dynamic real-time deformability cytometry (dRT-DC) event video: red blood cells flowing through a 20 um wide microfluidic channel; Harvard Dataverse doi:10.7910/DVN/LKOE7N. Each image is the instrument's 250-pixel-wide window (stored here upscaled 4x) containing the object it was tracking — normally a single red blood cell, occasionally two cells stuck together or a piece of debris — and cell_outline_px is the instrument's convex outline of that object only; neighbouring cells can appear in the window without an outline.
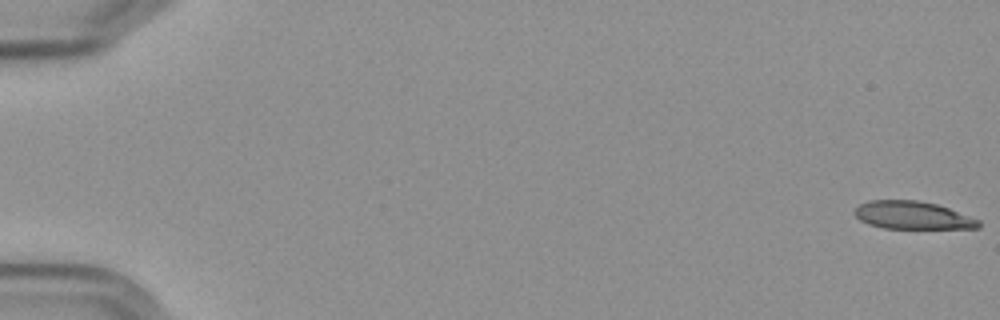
{"species": "Egyptian fruit bat (a non-hibernating species)", "species_latin": "Rousettus aegyptiacus", "temperature_condition": "cold", "stored_images_in_passage": 58, "camera_frame_rate_fps": 3000, "um_per_image_px": 0.085, "frame": {"image": 1, "passage_image": 1, "time_ms": 0.0, "image_size_px": [1000, 320], "cell_outline_px": [[980, 228], [884, 228], [868, 224], [860, 220], [852, 212], [860, 204], [868, 200], [920, 200], [936, 204], [948, 208], [980, 220]], "centroid_in_image_um": [77.54, 18.29], "position_along_channel_um": 7.5, "area_um2": 20.06}}
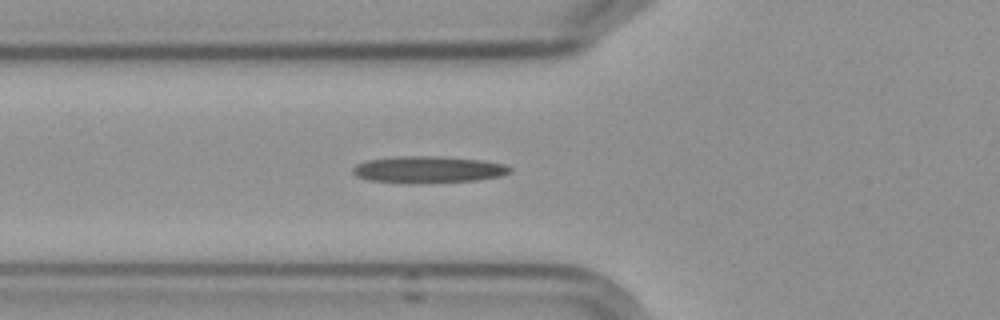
{"frame": {"image": 2, "passage_image": 22, "time_ms": 7.0, "image_size_px": [1000, 320], "cell_outline_px": [[512, 172], [500, 176], [476, 180], [368, 180], [356, 176], [352, 172], [352, 168], [356, 164], [368, 160], [396, 156], [440, 156], [480, 160], [504, 164], [512, 168]], "centroid_in_image_um": [36.43, 14.35], "position_along_channel_um": 89.4, "area_um2": 23.12}}
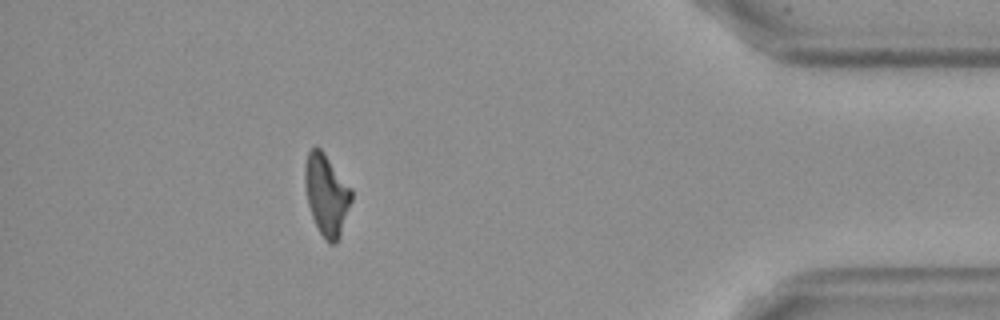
{"frame": {"image": 3, "passage_image": 52, "time_ms": 17.0, "image_size_px": [1000, 320], "cell_outline_px": [[352, 200], [340, 236], [336, 244], [328, 244], [320, 232], [312, 216], [308, 204], [304, 184], [304, 164], [308, 152], [316, 144], [324, 152], [352, 188]], "centroid_in_image_um": [27.75, 16.52], "position_along_channel_um": 407.4, "area_um2": 22.25}}